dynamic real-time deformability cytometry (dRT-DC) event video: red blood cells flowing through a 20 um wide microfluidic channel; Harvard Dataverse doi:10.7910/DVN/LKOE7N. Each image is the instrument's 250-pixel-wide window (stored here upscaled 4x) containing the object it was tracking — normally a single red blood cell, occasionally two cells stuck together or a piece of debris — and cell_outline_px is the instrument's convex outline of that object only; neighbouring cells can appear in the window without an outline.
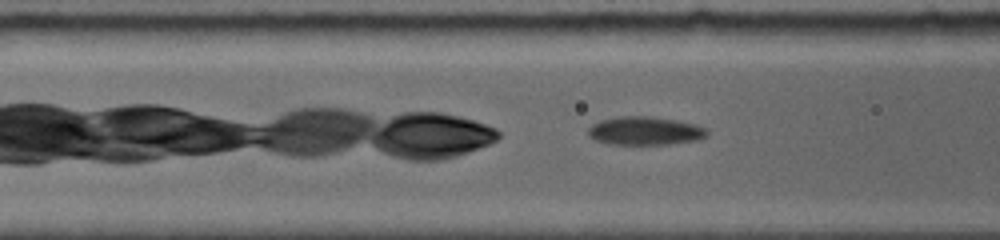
{"species": "common noctule bat (a hibernating species)", "species_latin": "Nyctalus noctula", "temperature_condition": "room temperature", "stored_images_in_passage": 19, "camera_frame_rate_fps": 5000, "um_per_image_px": 0.085, "animal": {"sex": "female", "body_mass_g": 19.0, "forearm_length_mm": 56.7}, "frame": {"image": 1, "passage_image": 5, "time_ms": 1.4, "image_size_px": [1000, 240], "cell_outline_px": [[708, 136], [700, 140], [668, 144], [608, 144], [596, 140], [588, 136], [588, 128], [592, 124], [600, 120], [620, 116], [652, 116], [676, 120], [696, 124], [708, 128]], "centroid_in_image_um": [54.86, 11.12], "position_along_channel_um": 111.7, "area_um2": 19.94}}
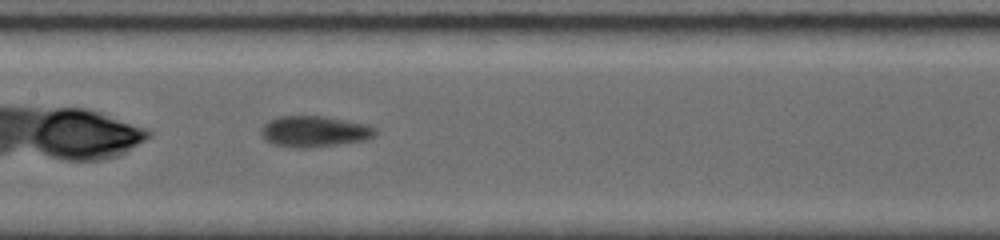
{"frame": {"image": 2, "passage_image": 10, "time_ms": 3.2, "image_size_px": [1000, 240], "cell_outline_px": [[380, 132], [376, 136], [368, 140], [304, 148], [296, 148], [276, 144], [264, 140], [260, 132], [260, 128], [268, 120], [280, 116], [324, 116], [368, 124], [376, 128]], "centroid_in_image_um": [26.76, 11.16], "position_along_channel_um": 180.6, "area_um2": 20.87}}
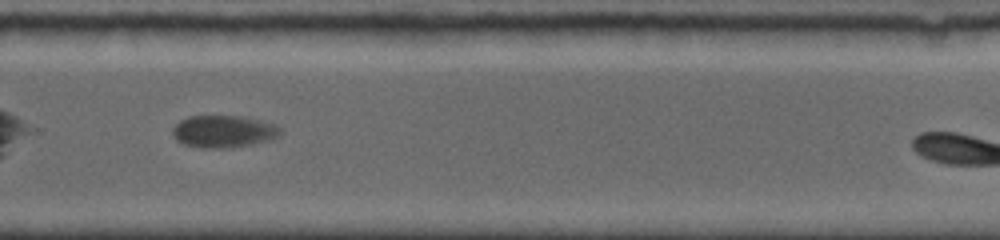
{"frame": {"image": 3, "passage_image": 17, "time_ms": 6.6, "image_size_px": [1000, 240], "cell_outline_px": [[280, 132], [272, 140], [252, 144], [228, 148], [204, 148], [184, 144], [176, 140], [172, 136], [172, 128], [180, 120], [188, 116], [240, 116], [260, 120], [272, 124], [280, 128]], "centroid_in_image_um": [18.95, 11.18], "position_along_channel_um": 310.8, "area_um2": 20.17}}